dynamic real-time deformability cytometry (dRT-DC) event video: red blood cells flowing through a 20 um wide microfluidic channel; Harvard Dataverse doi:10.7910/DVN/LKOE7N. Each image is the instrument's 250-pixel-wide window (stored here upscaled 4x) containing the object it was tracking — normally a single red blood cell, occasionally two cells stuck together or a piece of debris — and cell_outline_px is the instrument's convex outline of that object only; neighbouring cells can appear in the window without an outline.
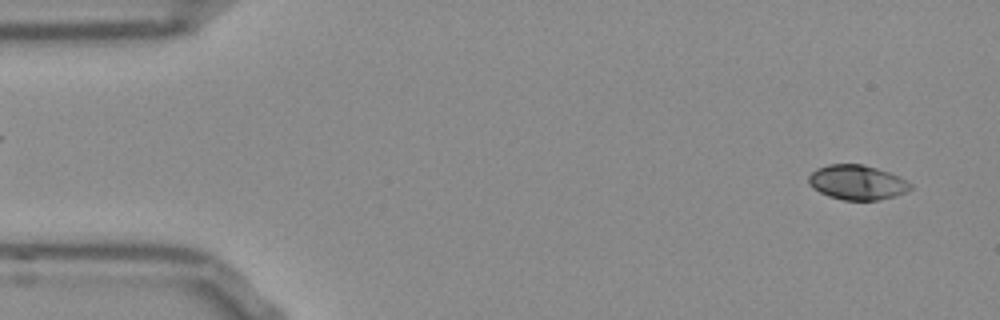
{"species": "Egyptian fruit bat (a non-hibernating species)", "species_latin": "Rousettus aegyptiacus", "temperature_condition": "room temperature", "stored_images_in_passage": 53, "camera_frame_rate_fps": 3000, "um_per_image_px": 0.085, "frame": {"image": 1, "passage_image": 2, "time_ms": 0.333, "image_size_px": [1000, 320], "cell_outline_px": [[912, 188], [908, 192], [896, 196], [876, 200], [844, 200], [828, 196], [812, 188], [808, 184], [808, 176], [816, 168], [828, 164], [864, 164], [900, 176], [912, 184]], "centroid_in_image_um": [72.86, 15.5], "position_along_channel_um": 12.1, "area_um2": 20.81}}
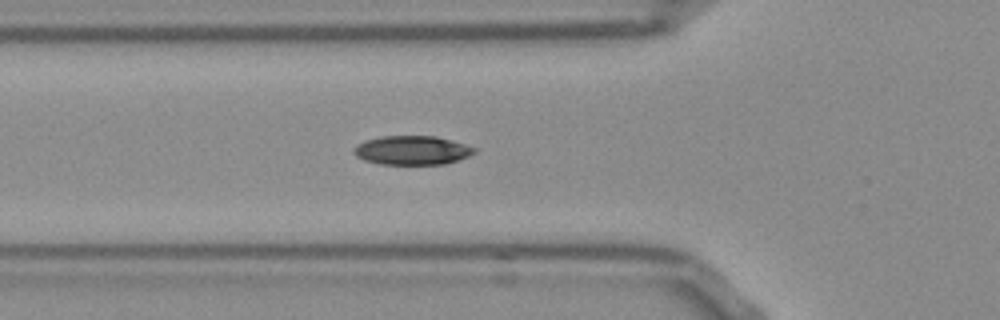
{"frame": {"image": 2, "passage_image": 17, "time_ms": 5.333, "image_size_px": [1000, 320], "cell_outline_px": [[476, 152], [468, 156], [444, 164], [380, 164], [364, 160], [356, 156], [352, 152], [352, 148], [356, 144], [364, 140], [380, 136], [436, 136], [464, 144], [476, 148]], "centroid_in_image_um": [34.96, 12.77], "position_along_channel_um": 90.8, "area_um2": 20.4}}
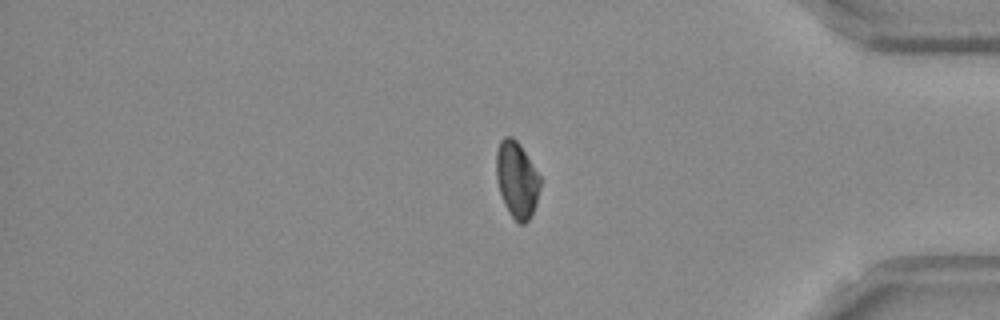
{"frame": {"image": 3, "passage_image": 43, "time_ms": 14.0, "image_size_px": [1000, 320], "cell_outline_px": [[540, 188], [536, 204], [532, 216], [524, 224], [520, 224], [508, 212], [504, 204], [500, 192], [496, 176], [496, 152], [500, 140], [504, 136], [512, 136], [520, 144], [540, 176]], "centroid_in_image_um": [43.93, 15.26], "position_along_channel_um": 391.3, "area_um2": 19.59}, "authors_computed_cell_mechanics": {"area_um2": 20.4034, "velocity_mm_per_s": 3.7721, "shape_relaxation_time_tau1_ms": 4.818, "shape_relaxation_time_tau2_ms": 3.8345, "deformation_change_tau1": 0.1339, "deformation_change_tau2": 0.0401}}